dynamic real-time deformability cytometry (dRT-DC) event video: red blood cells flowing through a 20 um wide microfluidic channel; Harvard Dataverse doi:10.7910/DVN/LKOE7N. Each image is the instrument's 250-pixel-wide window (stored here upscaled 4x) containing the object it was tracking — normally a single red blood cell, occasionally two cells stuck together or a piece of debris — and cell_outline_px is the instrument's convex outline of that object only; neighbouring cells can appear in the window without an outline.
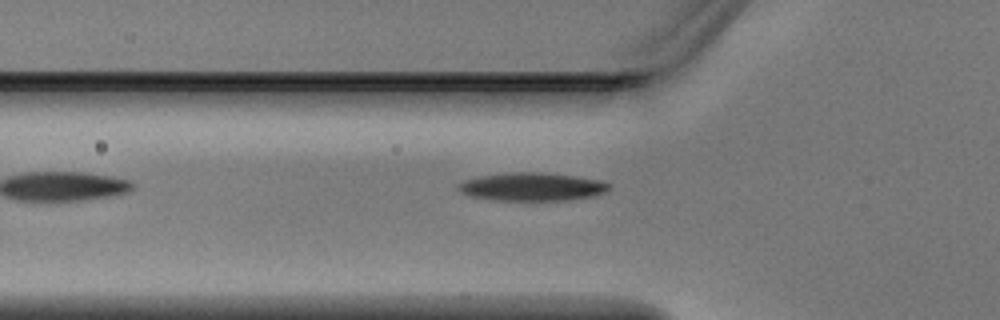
{"species": "Egyptian fruit bat (a non-hibernating species)", "species_latin": "Rousettus aegyptiacus", "temperature_condition": "warm", "stored_images_in_passage": 5, "camera_frame_rate_fps": 3000, "um_per_image_px": 0.085, "animal": {"sex": "male"}, "frame": {"image": 1, "passage_image": 5, "time_ms": 1.333, "image_size_px": [1000, 320], "cell_outline_px": [[612, 188], [604, 192], [592, 196], [568, 200], [496, 200], [468, 196], [460, 192], [456, 188], [456, 184], [464, 180], [480, 176], [512, 172], [544, 172], [600, 180], [612, 184]], "centroid_in_image_um": [45.19, 15.87], "position_along_channel_um": 80.6, "area_um2": 24.85}}